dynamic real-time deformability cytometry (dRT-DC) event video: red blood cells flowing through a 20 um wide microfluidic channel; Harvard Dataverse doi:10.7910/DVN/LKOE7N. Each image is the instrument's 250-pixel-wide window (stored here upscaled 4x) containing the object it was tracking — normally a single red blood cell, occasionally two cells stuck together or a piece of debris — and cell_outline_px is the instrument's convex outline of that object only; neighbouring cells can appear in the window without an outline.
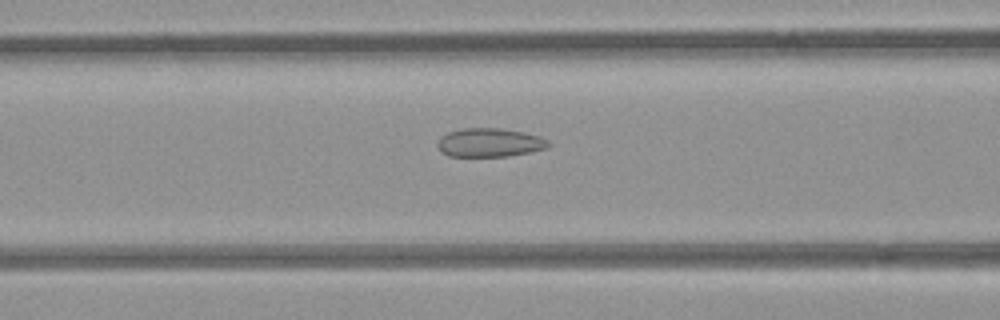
{"species": "common noctule bat (a hibernating species)", "species_latin": "Nyctalus noctula", "temperature_condition": "room temperature", "stored_images_in_passage": 44, "camera_frame_rate_fps": 3000, "um_per_image_px": 0.085, "animal": {"sex": "female", "body_mass_g": 21.9}, "frame": {"image": 1, "passage_image": 12, "time_ms": 3.667, "image_size_px": [1000, 320], "cell_outline_px": [[552, 144], [544, 148], [528, 152], [508, 156], [448, 156], [440, 152], [436, 144], [440, 136], [448, 132], [460, 128], [500, 128], [524, 132], [540, 136], [548, 140]], "centroid_in_image_um": [41.57, 12.11], "position_along_channel_um": 125.0, "area_um2": 18.67}}
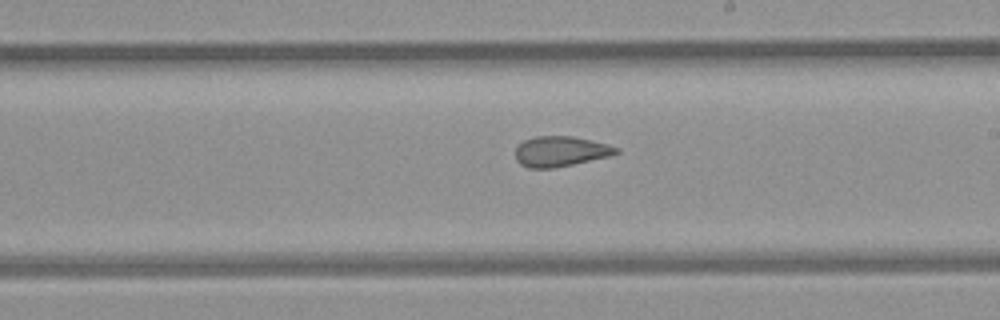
{"frame": {"image": 2, "passage_image": 21, "time_ms": 6.667, "image_size_px": [1000, 320], "cell_outline_px": [[620, 152], [608, 156], [572, 164], [552, 168], [528, 168], [520, 164], [516, 160], [516, 148], [524, 140], [536, 136], [572, 136], [608, 144], [620, 148]], "centroid_in_image_um": [47.64, 12.86], "position_along_channel_um": 241.4, "area_um2": 17.63}}
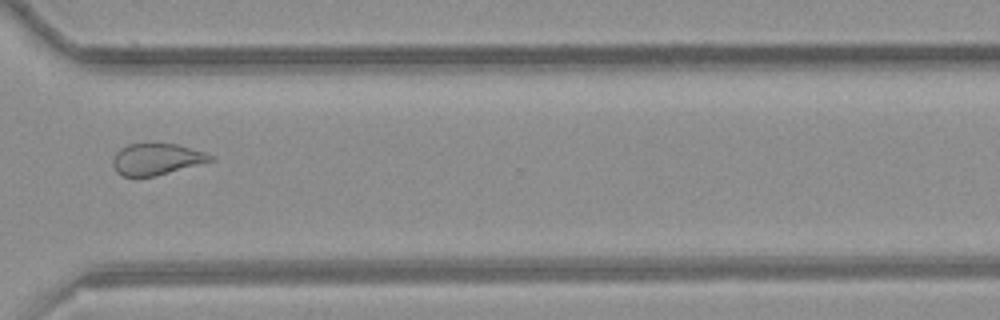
{"frame": {"image": 3, "passage_image": 30, "time_ms": 9.667, "image_size_px": [1000, 320], "cell_outline_px": [[212, 160], [156, 176], [136, 180], [124, 176], [116, 172], [112, 164], [112, 160], [116, 152], [120, 148], [128, 144], [176, 144], [204, 152], [212, 156]], "centroid_in_image_um": [13.2, 13.57], "position_along_channel_um": 357.4, "area_um2": 17.98}, "authors_computed_cell_mechanics": {"area_um2": 19.3919, "velocity_mm_per_s": 3.8758, "shape_relaxation_time_tau1_ms": null, "shape_relaxation_time_tau2_ms": 1.9062, "deformation_change_tau1": null, "deformation_change_tau2": 0.0989}}